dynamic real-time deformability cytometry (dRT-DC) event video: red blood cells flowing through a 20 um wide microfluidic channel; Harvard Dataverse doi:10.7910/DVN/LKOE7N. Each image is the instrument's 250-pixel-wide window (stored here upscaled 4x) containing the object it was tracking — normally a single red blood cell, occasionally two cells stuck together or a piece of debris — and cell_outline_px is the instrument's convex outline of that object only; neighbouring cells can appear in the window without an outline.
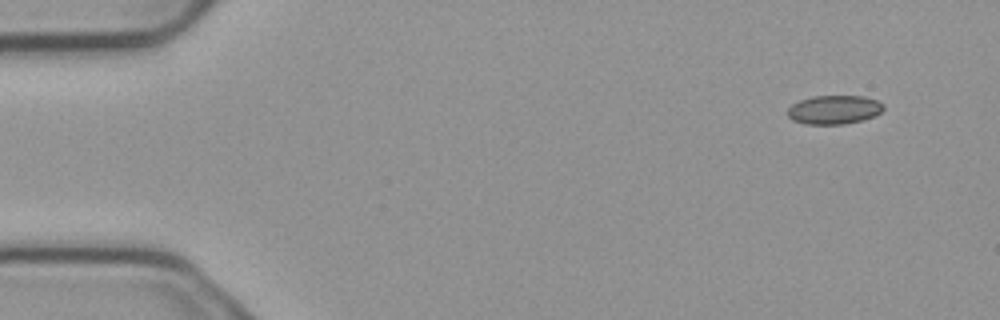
{"species": "common noctule bat (a hibernating species)", "species_latin": "Nyctalus noctula", "temperature_condition": "cold", "stored_images_in_passage": 4, "camera_frame_rate_fps": 3000, "um_per_image_px": 0.085, "animal": {"sex": "male", "body_mass_g": 23.1, "forearm_length_mm": 52.7}, "frame": {"image": 1, "passage_image": 1, "time_ms": 0.0, "image_size_px": [1000, 320], "cell_outline_px": [[884, 108], [880, 112], [872, 116], [860, 120], [844, 124], [804, 124], [792, 120], [788, 116], [788, 108], [792, 104], [800, 100], [812, 96], [864, 96], [876, 100], [884, 104]], "centroid_in_image_um": [70.87, 9.32], "position_along_channel_um": 14.1, "area_um2": 16.01}}
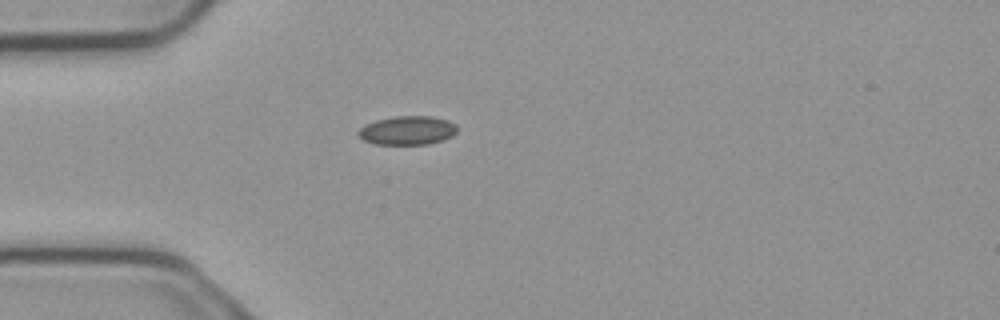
{"frame": {"image": 2, "passage_image": 4, "time_ms": 1.0, "image_size_px": [1000, 320], "cell_outline_px": [[456, 132], [452, 136], [444, 140], [428, 144], [376, 144], [364, 140], [356, 132], [364, 124], [376, 120], [396, 116], [432, 116], [448, 120], [456, 124]], "centroid_in_image_um": [34.64, 11.08], "position_along_channel_um": 50.4, "area_um2": 16.65}}